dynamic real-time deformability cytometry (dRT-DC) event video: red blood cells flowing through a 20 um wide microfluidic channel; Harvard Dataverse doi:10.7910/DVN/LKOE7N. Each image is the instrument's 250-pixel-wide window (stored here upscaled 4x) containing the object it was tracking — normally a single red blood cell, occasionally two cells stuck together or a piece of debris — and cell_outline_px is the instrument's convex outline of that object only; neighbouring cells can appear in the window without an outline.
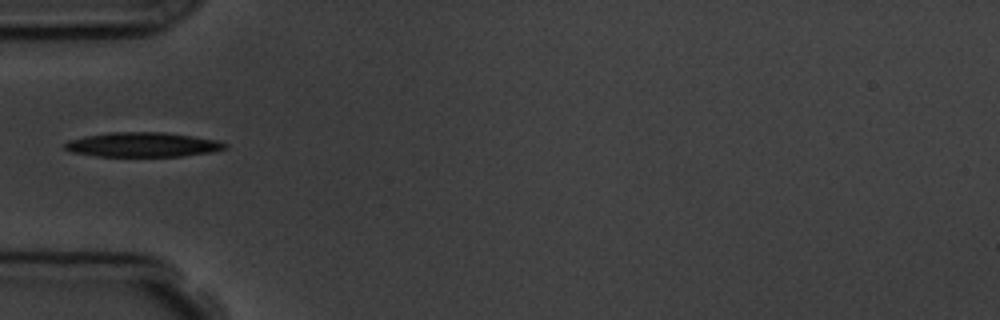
{"species": "common noctule bat (a hibernating species)", "species_latin": "Nyctalus noctula", "temperature_condition": "room temperature", "stored_images_in_passage": 4, "camera_frame_rate_fps": 3000, "um_per_image_px": 0.085, "animal": {"sex": "male", "body_mass_g": 19.5, "forearm_length_mm": 54.6}, "frame": {"image": 1, "passage_image": 4, "time_ms": 3.333, "image_size_px": [1000, 320], "cell_outline_px": [[228, 148], [212, 152], [180, 156], [96, 156], [72, 152], [64, 148], [64, 144], [68, 140], [84, 136], [108, 132], [164, 132], [192, 136], [216, 140], [228, 144]], "centroid_in_image_um": [12.12, 12.29], "position_along_channel_um": 72.9, "area_um2": 22.95}}